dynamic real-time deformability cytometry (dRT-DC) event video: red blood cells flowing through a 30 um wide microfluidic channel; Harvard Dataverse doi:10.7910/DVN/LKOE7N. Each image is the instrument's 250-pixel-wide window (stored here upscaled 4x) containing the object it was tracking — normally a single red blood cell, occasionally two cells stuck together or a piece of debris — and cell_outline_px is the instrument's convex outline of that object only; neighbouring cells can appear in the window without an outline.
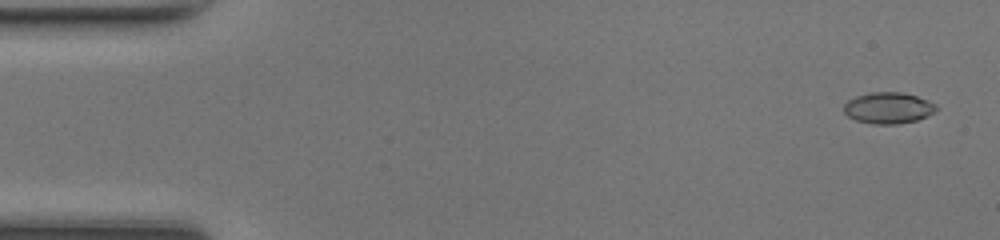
{"species": "common noctule bat (a hibernating species)", "species_latin": "Nyctalus noctula", "temperature_condition": "room temperature", "stored_images_in_passage": 48, "camera_frame_rate_fps": 3000, "um_per_image_px": 0.085, "animal": {"sex": "female", "body_mass_g": 17.0, "forearm_length_mm": 48.0}, "frame": {"image": 1, "passage_image": 2, "time_ms": 0.333, "image_size_px": [1000, 240], "cell_outline_px": [[936, 108], [932, 112], [916, 120], [896, 124], [872, 124], [856, 120], [848, 116], [844, 112], [844, 104], [848, 100], [856, 96], [872, 92], [904, 92], [928, 100], [936, 104]], "centroid_in_image_um": [75.47, 9.16], "position_along_channel_um": 9.5, "area_um2": 16.65}}
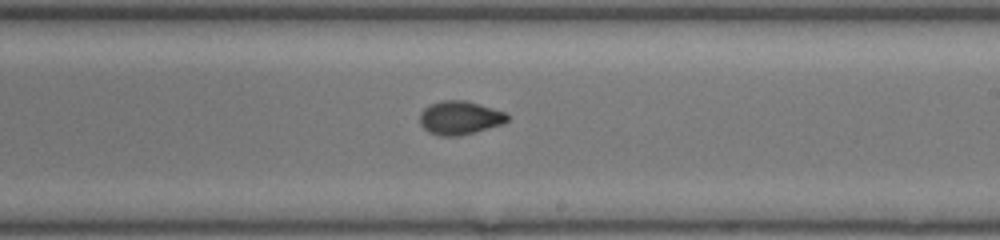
{"frame": {"image": 2, "passage_image": 28, "time_ms": 9.0, "image_size_px": [1000, 240], "cell_outline_px": [[508, 120], [504, 124], [460, 136], [440, 136], [428, 132], [420, 124], [420, 112], [424, 108], [440, 100], [464, 100], [504, 112], [508, 116]], "centroid_in_image_um": [39.06, 10.03], "position_along_channel_um": 249.9, "area_um2": 17.05}}
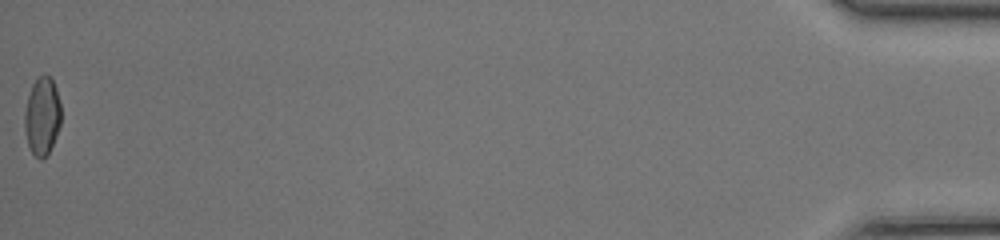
{"frame": {"image": 3, "passage_image": 48, "time_ms": 15.667, "image_size_px": [1000, 240], "cell_outline_px": [[60, 124], [52, 144], [48, 152], [40, 160], [32, 152], [28, 144], [24, 128], [24, 112], [28, 96], [32, 84], [36, 76], [48, 76], [52, 80], [56, 88], [60, 104]], "centroid_in_image_um": [3.56, 9.84], "position_along_channel_um": 431.6, "area_um2": 16.3}, "authors_computed_cell_mechanics": {"area_um2": 16.8198, "velocity_mm_per_s": 4.3523, "shape_relaxation_time_tau1_ms": 4.4743, "shape_relaxation_time_tau2_ms": 1.879, "deformation_change_tau1": 0.1525, "deformation_change_tau2": 0.049}}